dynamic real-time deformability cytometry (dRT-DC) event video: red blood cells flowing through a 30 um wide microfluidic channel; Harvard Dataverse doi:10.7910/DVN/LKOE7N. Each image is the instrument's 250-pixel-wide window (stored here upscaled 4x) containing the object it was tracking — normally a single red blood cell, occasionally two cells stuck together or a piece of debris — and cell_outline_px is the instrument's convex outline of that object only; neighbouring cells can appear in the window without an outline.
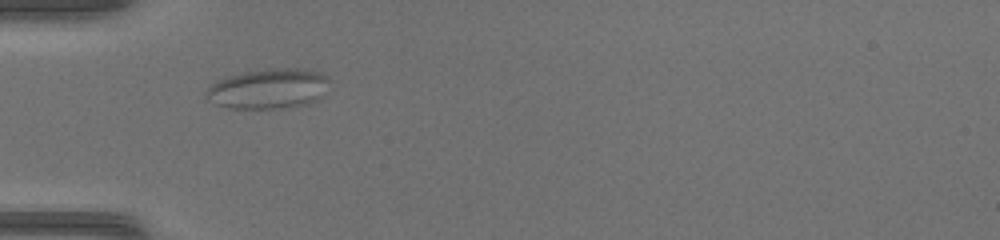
{"species": "common noctule bat (a hibernating species)", "species_latin": "Nyctalus noctula", "temperature_condition": "warm", "stored_images_in_passage": 34, "camera_frame_rate_fps": 3000, "um_per_image_px": 0.085, "animal": {"sex": "female", "body_mass_g": 17.0, "forearm_length_mm": 48.0}, "frame": {"image": 1, "passage_image": 1, "time_ms": 0.0, "image_size_px": [1000, 240], "cell_outline_px": [[332, 80], [320, 100], [304, 104], [280, 108], [228, 108], [216, 104], [208, 100], [204, 96], [204, 92], [208, 84], [216, 80], [240, 72], [268, 68], [308, 68], [320, 72], [328, 76]], "centroid_in_image_um": [22.82, 7.51], "position_along_channel_um": 62.2, "area_um2": 29.59}}
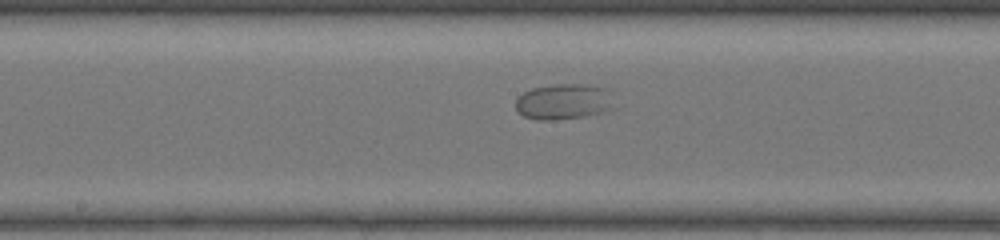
{"frame": {"image": 2, "passage_image": 11, "time_ms": 3.333, "image_size_px": [1000, 240], "cell_outline_px": [[616, 108], [584, 116], [548, 120], [540, 120], [524, 116], [516, 112], [516, 100], [524, 92], [532, 88], [556, 84], [584, 84], [608, 88], [616, 92]], "centroid_in_image_um": [48.03, 8.62], "position_along_channel_um": 200.2, "area_um2": 20.98}}
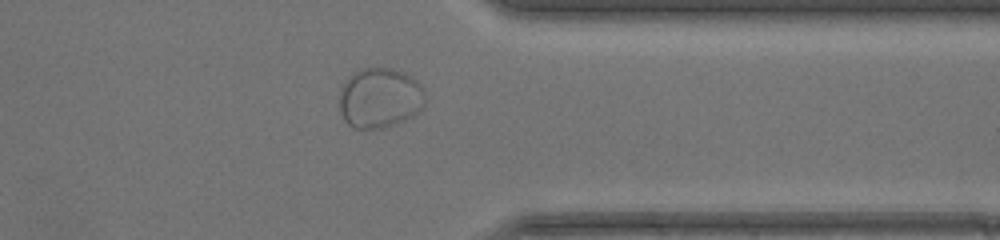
{"frame": {"image": 3, "passage_image": 24, "time_ms": 7.667, "image_size_px": [1000, 240], "cell_outline_px": [[424, 108], [412, 116], [404, 120], [392, 124], [376, 128], [352, 128], [344, 120], [340, 112], [340, 88], [360, 68], [392, 68], [404, 72], [416, 80], [424, 88]], "centroid_in_image_um": [32.3, 8.32], "position_along_channel_um": 379.1, "area_um2": 29.88}, "authors_computed_cell_mechanics": {"area_um2": 24.4494, "velocity_mm_per_s": 4.2395, "shape_relaxation_time_tau1_ms": 1.8508, "shape_relaxation_time_tau2_ms": null, "deformation_change_tau1": 0.0656, "deformation_change_tau2": null}}